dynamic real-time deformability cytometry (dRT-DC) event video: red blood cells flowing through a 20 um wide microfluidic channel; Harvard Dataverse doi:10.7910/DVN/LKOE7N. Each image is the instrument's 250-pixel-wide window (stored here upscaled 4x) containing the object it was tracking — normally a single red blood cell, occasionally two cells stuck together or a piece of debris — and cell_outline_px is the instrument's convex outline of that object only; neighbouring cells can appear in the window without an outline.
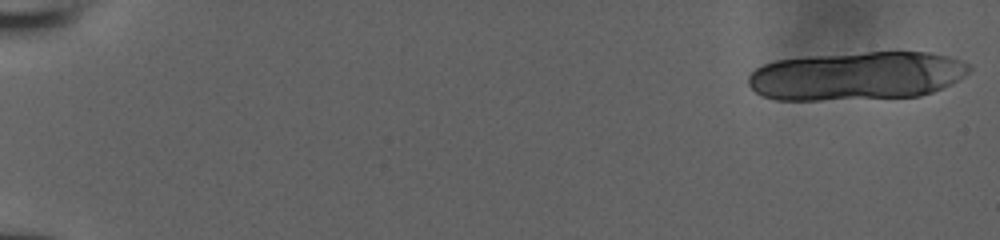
{"species": "human", "species_latin": "Homo sapiens", "temperature_condition": "room temperature", "stored_images_in_passage": 23, "camera_frame_rate_fps": 3000, "um_per_image_px": 0.085, "donor": {"sex": "male"}, "frame": {"image": 1, "passage_image": 1, "time_ms": 0.0, "image_size_px": [1000, 240], "cell_outline_px": [[972, 68], [964, 76], [932, 92], [920, 96], [820, 100], [776, 100], [764, 96], [756, 92], [748, 84], [748, 76], [756, 68], [764, 64], [776, 60], [816, 56], [864, 52], [928, 52], [948, 56], [960, 60], [968, 64]], "centroid_in_image_um": [72.8, 6.45], "position_along_channel_um": 12.2, "area_um2": 62.14}}
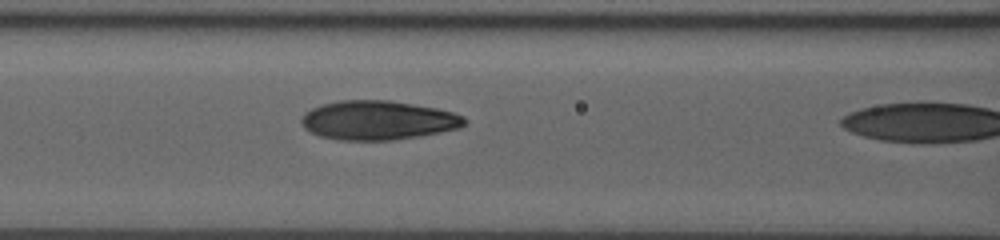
{"frame": {"image": 2, "passage_image": 22, "time_ms": 7.0, "image_size_px": [1000, 240], "cell_outline_px": [[468, 120], [460, 128], [420, 136], [392, 140], [340, 140], [320, 136], [304, 128], [300, 120], [300, 116], [304, 112], [320, 104], [340, 100], [388, 100], [436, 108], [452, 112], [464, 116]], "centroid_in_image_um": [32.1, 10.22], "position_along_channel_um": 134.5, "area_um2": 37.34}}